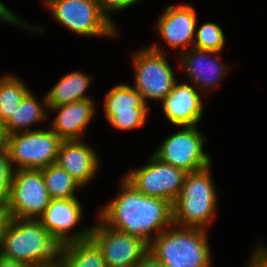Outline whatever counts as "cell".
<instances>
[{
  "instance_id": "obj_2",
  "label": "cell",
  "mask_w": 267,
  "mask_h": 267,
  "mask_svg": "<svg viewBox=\"0 0 267 267\" xmlns=\"http://www.w3.org/2000/svg\"><path fill=\"white\" fill-rule=\"evenodd\" d=\"M61 246L39 219L5 217L0 230V256L32 267L59 262Z\"/></svg>"
},
{
  "instance_id": "obj_18",
  "label": "cell",
  "mask_w": 267,
  "mask_h": 267,
  "mask_svg": "<svg viewBox=\"0 0 267 267\" xmlns=\"http://www.w3.org/2000/svg\"><path fill=\"white\" fill-rule=\"evenodd\" d=\"M219 53L194 47L182 52L181 65H184L183 67H185L189 77L198 85L197 88L201 93L212 89L228 70L222 62H217V59L211 57L212 54L216 56Z\"/></svg>"
},
{
  "instance_id": "obj_27",
  "label": "cell",
  "mask_w": 267,
  "mask_h": 267,
  "mask_svg": "<svg viewBox=\"0 0 267 267\" xmlns=\"http://www.w3.org/2000/svg\"><path fill=\"white\" fill-rule=\"evenodd\" d=\"M258 246L251 257L248 267H267V248Z\"/></svg>"
},
{
  "instance_id": "obj_28",
  "label": "cell",
  "mask_w": 267,
  "mask_h": 267,
  "mask_svg": "<svg viewBox=\"0 0 267 267\" xmlns=\"http://www.w3.org/2000/svg\"><path fill=\"white\" fill-rule=\"evenodd\" d=\"M133 267H164V266L148 250V252Z\"/></svg>"
},
{
  "instance_id": "obj_12",
  "label": "cell",
  "mask_w": 267,
  "mask_h": 267,
  "mask_svg": "<svg viewBox=\"0 0 267 267\" xmlns=\"http://www.w3.org/2000/svg\"><path fill=\"white\" fill-rule=\"evenodd\" d=\"M104 106L108 122L121 130L145 125L150 110L143 96L127 84H119L111 89L106 94Z\"/></svg>"
},
{
  "instance_id": "obj_14",
  "label": "cell",
  "mask_w": 267,
  "mask_h": 267,
  "mask_svg": "<svg viewBox=\"0 0 267 267\" xmlns=\"http://www.w3.org/2000/svg\"><path fill=\"white\" fill-rule=\"evenodd\" d=\"M196 13L193 6L184 4L168 6L157 23L161 38L174 49L180 46L185 50L194 44L196 37Z\"/></svg>"
},
{
  "instance_id": "obj_9",
  "label": "cell",
  "mask_w": 267,
  "mask_h": 267,
  "mask_svg": "<svg viewBox=\"0 0 267 267\" xmlns=\"http://www.w3.org/2000/svg\"><path fill=\"white\" fill-rule=\"evenodd\" d=\"M186 175L187 172L162 162L152 154L147 165L128 173L124 178L142 194L174 204Z\"/></svg>"
},
{
  "instance_id": "obj_4",
  "label": "cell",
  "mask_w": 267,
  "mask_h": 267,
  "mask_svg": "<svg viewBox=\"0 0 267 267\" xmlns=\"http://www.w3.org/2000/svg\"><path fill=\"white\" fill-rule=\"evenodd\" d=\"M209 170L210 166L187 173L181 193L173 204L175 227L206 229L212 222L217 195Z\"/></svg>"
},
{
  "instance_id": "obj_23",
  "label": "cell",
  "mask_w": 267,
  "mask_h": 267,
  "mask_svg": "<svg viewBox=\"0 0 267 267\" xmlns=\"http://www.w3.org/2000/svg\"><path fill=\"white\" fill-rule=\"evenodd\" d=\"M30 90L12 75L0 78V122L5 123L20 105Z\"/></svg>"
},
{
  "instance_id": "obj_21",
  "label": "cell",
  "mask_w": 267,
  "mask_h": 267,
  "mask_svg": "<svg viewBox=\"0 0 267 267\" xmlns=\"http://www.w3.org/2000/svg\"><path fill=\"white\" fill-rule=\"evenodd\" d=\"M45 108L37 101L34 94L29 91L22 99L14 114L4 123L10 134L29 131V126L46 119Z\"/></svg>"
},
{
  "instance_id": "obj_22",
  "label": "cell",
  "mask_w": 267,
  "mask_h": 267,
  "mask_svg": "<svg viewBox=\"0 0 267 267\" xmlns=\"http://www.w3.org/2000/svg\"><path fill=\"white\" fill-rule=\"evenodd\" d=\"M42 177L50 199H71L77 188L82 187L58 164L41 169Z\"/></svg>"
},
{
  "instance_id": "obj_6",
  "label": "cell",
  "mask_w": 267,
  "mask_h": 267,
  "mask_svg": "<svg viewBox=\"0 0 267 267\" xmlns=\"http://www.w3.org/2000/svg\"><path fill=\"white\" fill-rule=\"evenodd\" d=\"M50 200L41 170L17 169L2 213L16 219H39Z\"/></svg>"
},
{
  "instance_id": "obj_31",
  "label": "cell",
  "mask_w": 267,
  "mask_h": 267,
  "mask_svg": "<svg viewBox=\"0 0 267 267\" xmlns=\"http://www.w3.org/2000/svg\"><path fill=\"white\" fill-rule=\"evenodd\" d=\"M0 267H32L23 262L9 260L0 256Z\"/></svg>"
},
{
  "instance_id": "obj_34",
  "label": "cell",
  "mask_w": 267,
  "mask_h": 267,
  "mask_svg": "<svg viewBox=\"0 0 267 267\" xmlns=\"http://www.w3.org/2000/svg\"><path fill=\"white\" fill-rule=\"evenodd\" d=\"M60 267H64L60 262L57 263Z\"/></svg>"
},
{
  "instance_id": "obj_17",
  "label": "cell",
  "mask_w": 267,
  "mask_h": 267,
  "mask_svg": "<svg viewBox=\"0 0 267 267\" xmlns=\"http://www.w3.org/2000/svg\"><path fill=\"white\" fill-rule=\"evenodd\" d=\"M93 99L80 100L56 107H46L56 111L51 130L62 140H80L84 129L94 115Z\"/></svg>"
},
{
  "instance_id": "obj_10",
  "label": "cell",
  "mask_w": 267,
  "mask_h": 267,
  "mask_svg": "<svg viewBox=\"0 0 267 267\" xmlns=\"http://www.w3.org/2000/svg\"><path fill=\"white\" fill-rule=\"evenodd\" d=\"M205 137L197 126H185L166 138L153 154L162 162L171 164L187 173L211 166V159L203 152Z\"/></svg>"
},
{
  "instance_id": "obj_3",
  "label": "cell",
  "mask_w": 267,
  "mask_h": 267,
  "mask_svg": "<svg viewBox=\"0 0 267 267\" xmlns=\"http://www.w3.org/2000/svg\"><path fill=\"white\" fill-rule=\"evenodd\" d=\"M205 230L167 228L154 237L148 250L164 267H210L211 252Z\"/></svg>"
},
{
  "instance_id": "obj_1",
  "label": "cell",
  "mask_w": 267,
  "mask_h": 267,
  "mask_svg": "<svg viewBox=\"0 0 267 267\" xmlns=\"http://www.w3.org/2000/svg\"><path fill=\"white\" fill-rule=\"evenodd\" d=\"M122 191L101 211L100 218L112 229L142 239L148 245L152 232L158 236L167 227L173 228V204L165 199L139 192L125 178Z\"/></svg>"
},
{
  "instance_id": "obj_33",
  "label": "cell",
  "mask_w": 267,
  "mask_h": 267,
  "mask_svg": "<svg viewBox=\"0 0 267 267\" xmlns=\"http://www.w3.org/2000/svg\"><path fill=\"white\" fill-rule=\"evenodd\" d=\"M45 267H60L58 264L52 265V266H45Z\"/></svg>"
},
{
  "instance_id": "obj_15",
  "label": "cell",
  "mask_w": 267,
  "mask_h": 267,
  "mask_svg": "<svg viewBox=\"0 0 267 267\" xmlns=\"http://www.w3.org/2000/svg\"><path fill=\"white\" fill-rule=\"evenodd\" d=\"M200 93L186 82L173 85L163 99L162 109L169 121L177 126H196L202 115Z\"/></svg>"
},
{
  "instance_id": "obj_19",
  "label": "cell",
  "mask_w": 267,
  "mask_h": 267,
  "mask_svg": "<svg viewBox=\"0 0 267 267\" xmlns=\"http://www.w3.org/2000/svg\"><path fill=\"white\" fill-rule=\"evenodd\" d=\"M90 85V77L79 71H74L66 76L49 90L44 99V106L56 107L64 104L91 99L85 95Z\"/></svg>"
},
{
  "instance_id": "obj_5",
  "label": "cell",
  "mask_w": 267,
  "mask_h": 267,
  "mask_svg": "<svg viewBox=\"0 0 267 267\" xmlns=\"http://www.w3.org/2000/svg\"><path fill=\"white\" fill-rule=\"evenodd\" d=\"M61 142L51 129L22 131L9 135L7 150L18 169L41 170L57 162Z\"/></svg>"
},
{
  "instance_id": "obj_13",
  "label": "cell",
  "mask_w": 267,
  "mask_h": 267,
  "mask_svg": "<svg viewBox=\"0 0 267 267\" xmlns=\"http://www.w3.org/2000/svg\"><path fill=\"white\" fill-rule=\"evenodd\" d=\"M81 215L82 207L77 198L51 199L39 220L51 236L60 245H64L90 238L91 228L72 235L69 233L70 229L79 223Z\"/></svg>"
},
{
  "instance_id": "obj_7",
  "label": "cell",
  "mask_w": 267,
  "mask_h": 267,
  "mask_svg": "<svg viewBox=\"0 0 267 267\" xmlns=\"http://www.w3.org/2000/svg\"><path fill=\"white\" fill-rule=\"evenodd\" d=\"M55 19L74 33L115 36L116 28L104 17L98 0H45Z\"/></svg>"
},
{
  "instance_id": "obj_16",
  "label": "cell",
  "mask_w": 267,
  "mask_h": 267,
  "mask_svg": "<svg viewBox=\"0 0 267 267\" xmlns=\"http://www.w3.org/2000/svg\"><path fill=\"white\" fill-rule=\"evenodd\" d=\"M98 157L89 145L81 140H62L57 162L77 183L85 186L97 173Z\"/></svg>"
},
{
  "instance_id": "obj_24",
  "label": "cell",
  "mask_w": 267,
  "mask_h": 267,
  "mask_svg": "<svg viewBox=\"0 0 267 267\" xmlns=\"http://www.w3.org/2000/svg\"><path fill=\"white\" fill-rule=\"evenodd\" d=\"M194 48L220 52L225 45L223 30L215 23H205L196 32Z\"/></svg>"
},
{
  "instance_id": "obj_30",
  "label": "cell",
  "mask_w": 267,
  "mask_h": 267,
  "mask_svg": "<svg viewBox=\"0 0 267 267\" xmlns=\"http://www.w3.org/2000/svg\"><path fill=\"white\" fill-rule=\"evenodd\" d=\"M9 133L3 122H0V151L7 149Z\"/></svg>"
},
{
  "instance_id": "obj_32",
  "label": "cell",
  "mask_w": 267,
  "mask_h": 267,
  "mask_svg": "<svg viewBox=\"0 0 267 267\" xmlns=\"http://www.w3.org/2000/svg\"><path fill=\"white\" fill-rule=\"evenodd\" d=\"M4 218H5V216H4V214L2 213V210H0V230H1L2 224H3V222H4Z\"/></svg>"
},
{
  "instance_id": "obj_20",
  "label": "cell",
  "mask_w": 267,
  "mask_h": 267,
  "mask_svg": "<svg viewBox=\"0 0 267 267\" xmlns=\"http://www.w3.org/2000/svg\"><path fill=\"white\" fill-rule=\"evenodd\" d=\"M59 262L64 267H107L100 248L91 238L62 245Z\"/></svg>"
},
{
  "instance_id": "obj_29",
  "label": "cell",
  "mask_w": 267,
  "mask_h": 267,
  "mask_svg": "<svg viewBox=\"0 0 267 267\" xmlns=\"http://www.w3.org/2000/svg\"><path fill=\"white\" fill-rule=\"evenodd\" d=\"M0 19H3L4 21H7V22L12 23V24L13 23L20 24L24 28L28 27L27 23L24 24L23 21L19 20L16 17V15H14V13H12L11 10L7 9V7L4 4H2L1 2H0ZM22 22H23V24H22Z\"/></svg>"
},
{
  "instance_id": "obj_25",
  "label": "cell",
  "mask_w": 267,
  "mask_h": 267,
  "mask_svg": "<svg viewBox=\"0 0 267 267\" xmlns=\"http://www.w3.org/2000/svg\"><path fill=\"white\" fill-rule=\"evenodd\" d=\"M14 164L11 163L8 150L0 151V210L7 205L14 176Z\"/></svg>"
},
{
  "instance_id": "obj_8",
  "label": "cell",
  "mask_w": 267,
  "mask_h": 267,
  "mask_svg": "<svg viewBox=\"0 0 267 267\" xmlns=\"http://www.w3.org/2000/svg\"><path fill=\"white\" fill-rule=\"evenodd\" d=\"M135 89L147 99L162 100L176 83L174 72L160 48L153 45L133 53Z\"/></svg>"
},
{
  "instance_id": "obj_11",
  "label": "cell",
  "mask_w": 267,
  "mask_h": 267,
  "mask_svg": "<svg viewBox=\"0 0 267 267\" xmlns=\"http://www.w3.org/2000/svg\"><path fill=\"white\" fill-rule=\"evenodd\" d=\"M90 238L100 248L107 267H133L149 249L142 239L112 229L101 219L91 227Z\"/></svg>"
},
{
  "instance_id": "obj_26",
  "label": "cell",
  "mask_w": 267,
  "mask_h": 267,
  "mask_svg": "<svg viewBox=\"0 0 267 267\" xmlns=\"http://www.w3.org/2000/svg\"><path fill=\"white\" fill-rule=\"evenodd\" d=\"M138 0H98L103 11L104 17L115 27L112 20L109 18V11H119L135 4Z\"/></svg>"
}]
</instances>
